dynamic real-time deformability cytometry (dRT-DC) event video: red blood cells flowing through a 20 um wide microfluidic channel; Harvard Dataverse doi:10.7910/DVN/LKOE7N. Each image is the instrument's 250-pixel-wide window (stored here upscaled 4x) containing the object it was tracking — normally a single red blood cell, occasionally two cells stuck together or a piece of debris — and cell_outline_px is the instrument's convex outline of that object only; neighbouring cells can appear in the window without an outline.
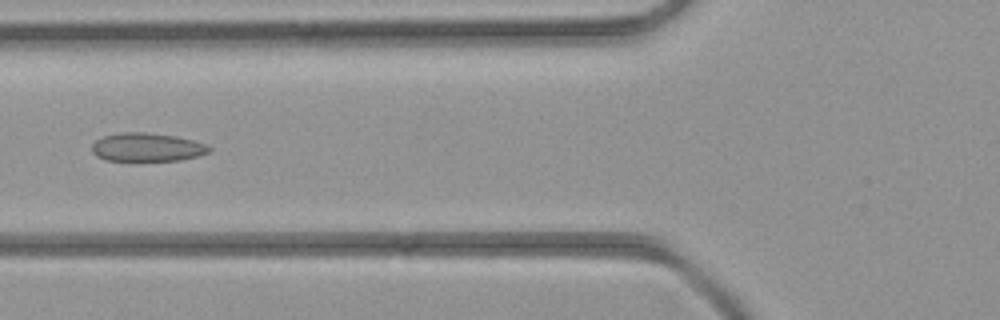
{"species": "common noctule bat (a hibernating species)", "species_latin": "Nyctalus noctula", "temperature_condition": "room temperature", "stored_images_in_passage": 2, "camera_frame_rate_fps": 3000, "um_per_image_px": 0.085, "animal": {"sex": "female", "body_mass_g": 21.9}, "frame": {"image": 1, "passage_image": 2, "time_ms": 1.0, "image_size_px": [1000, 320], "cell_outline_px": [[212, 152], [180, 160], [104, 160], [96, 156], [92, 152], [92, 144], [96, 140], [104, 136], [124, 132], [144, 132], [176, 136], [208, 144], [212, 148]], "centroid_in_image_um": [12.52, 12.51], "position_along_channel_um": 113.3, "area_um2": 19.42}}